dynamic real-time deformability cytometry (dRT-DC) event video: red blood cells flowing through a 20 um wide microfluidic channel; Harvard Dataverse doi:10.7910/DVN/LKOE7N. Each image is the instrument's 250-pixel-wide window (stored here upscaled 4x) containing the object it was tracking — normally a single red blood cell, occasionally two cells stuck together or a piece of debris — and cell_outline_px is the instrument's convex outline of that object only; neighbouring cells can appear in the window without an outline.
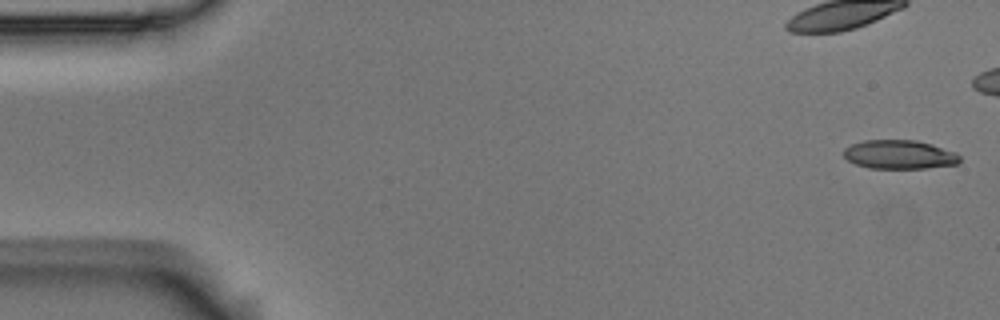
{"species": "Egyptian fruit bat (a non-hibernating species)", "species_latin": "Rousettus aegyptiacus", "temperature_condition": "room temperature", "stored_images_in_passage": 6, "camera_frame_rate_fps": 3000, "um_per_image_px": 0.085, "animal": {"sex": "male"}, "frame": {"image": 1, "passage_image": 1, "time_ms": 0.0, "image_size_px": [1000, 320], "cell_outline_px": [[960, 160], [956, 164], [924, 168], [868, 168], [856, 164], [848, 160], [844, 156], [844, 148], [852, 144], [864, 140], [916, 140], [932, 144], [956, 152], [960, 156]], "centroid_in_image_um": [76.45, 13.13], "position_along_channel_um": 8.6, "area_um2": 19.48}}